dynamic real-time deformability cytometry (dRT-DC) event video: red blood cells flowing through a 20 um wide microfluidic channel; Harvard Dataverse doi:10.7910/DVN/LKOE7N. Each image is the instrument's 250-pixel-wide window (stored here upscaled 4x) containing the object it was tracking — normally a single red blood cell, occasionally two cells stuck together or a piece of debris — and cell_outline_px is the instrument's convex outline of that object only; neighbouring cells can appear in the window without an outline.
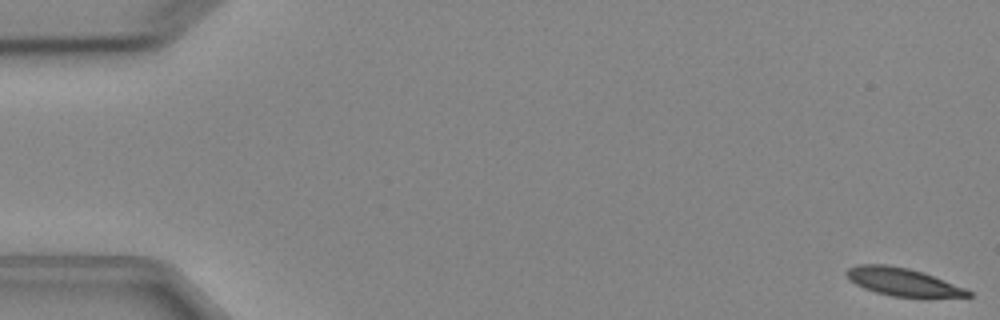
{"species": "Egyptian fruit bat (a non-hibernating species)", "species_latin": "Rousettus aegyptiacus", "temperature_condition": "cold", "stored_images_in_passage": 5, "camera_frame_rate_fps": 3000, "um_per_image_px": 0.085, "animal": {"sex": "female"}, "frame": {"image": 1, "passage_image": 1, "time_ms": 0.0, "image_size_px": [1000, 320], "cell_outline_px": [[972, 296], [892, 296], [876, 292], [864, 288], [848, 280], [844, 272], [848, 268], [856, 264], [888, 264], [908, 268], [924, 272], [964, 288], [972, 292]], "centroid_in_image_um": [76.64, 23.92], "position_along_channel_um": 8.4, "area_um2": 19.48}}
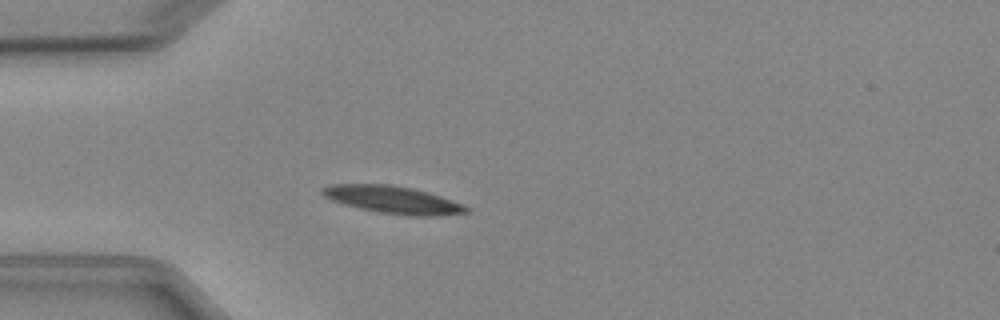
{"frame": {"image": 2, "passage_image": 5, "time_ms": 4.667, "image_size_px": [1000, 320], "cell_outline_px": [[468, 212], [436, 216], [408, 216], [380, 212], [360, 208], [344, 204], [332, 200], [324, 196], [320, 192], [320, 188], [328, 184], [388, 184], [412, 188], [428, 192], [464, 204], [468, 208]], "centroid_in_image_um": [33.37, 16.97], "position_along_channel_um": 51.6, "area_um2": 23.0}}